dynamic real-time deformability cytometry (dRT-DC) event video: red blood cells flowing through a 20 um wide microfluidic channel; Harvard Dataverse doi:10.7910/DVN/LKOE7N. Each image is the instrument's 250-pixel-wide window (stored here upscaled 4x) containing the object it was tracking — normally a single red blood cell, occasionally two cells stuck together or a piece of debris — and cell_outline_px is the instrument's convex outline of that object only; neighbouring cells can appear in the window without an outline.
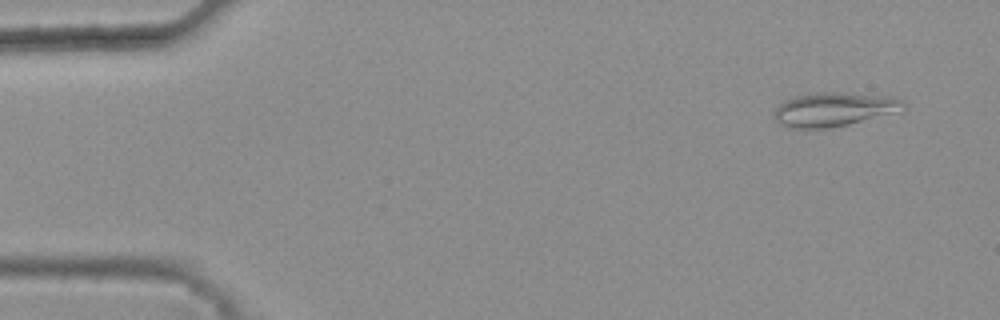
{"species": "common noctule bat (a hibernating species)", "species_latin": "Nyctalus noctula", "temperature_condition": "warm", "stored_images_in_passage": 48, "camera_frame_rate_fps": 3000, "um_per_image_px": 0.085, "animal": {"sex": "female", "body_mass_g": 25.1}, "frame": {"image": 1, "passage_image": 4, "time_ms": 1.0, "image_size_px": [1000, 320], "cell_outline_px": [[904, 104], [892, 112], [848, 124], [828, 128], [788, 128], [780, 124], [772, 116], [776, 108], [784, 100], [796, 96], [816, 92], [836, 92], [896, 96]], "centroid_in_image_um": [70.77, 9.28], "position_along_channel_um": 14.2, "area_um2": 25.14}}
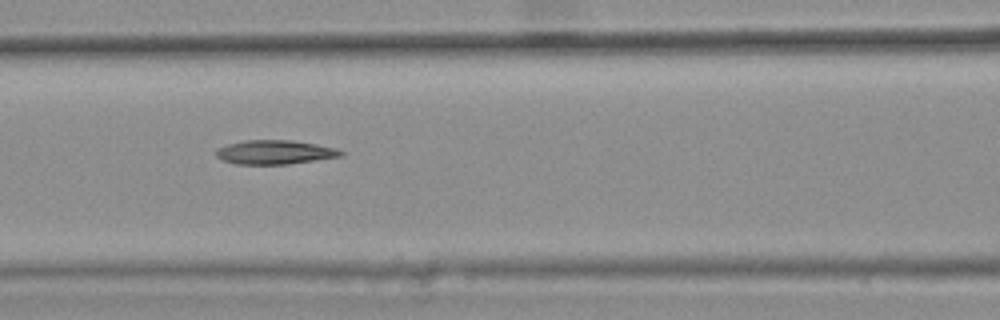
{"frame": {"image": 2, "passage_image": 23, "time_ms": 7.333, "image_size_px": [1000, 320], "cell_outline_px": [[344, 152], [340, 156], [288, 164], [236, 164], [224, 160], [216, 156], [216, 148], [228, 144], [244, 140], [292, 140], [316, 144], [336, 148]], "centroid_in_image_um": [23.33, 12.93], "position_along_channel_um": 143.3, "area_um2": 17.34}}
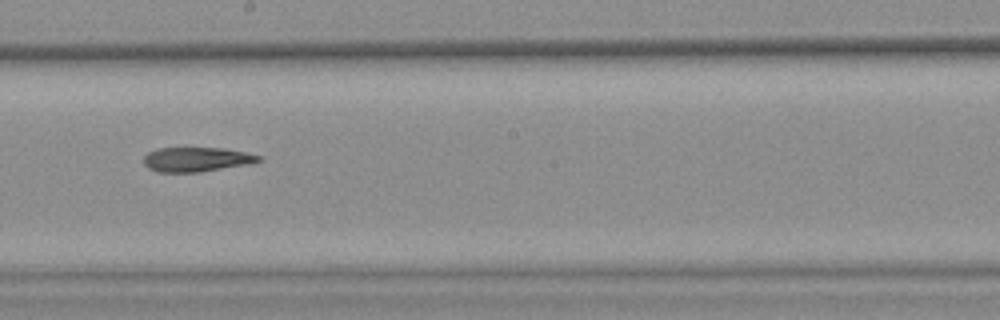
{"frame": {"image": 3, "passage_image": 30, "time_ms": 9.667, "image_size_px": [1000, 320], "cell_outline_px": [[264, 160], [248, 164], [200, 172], [156, 172], [148, 168], [144, 164], [144, 156], [148, 152], [156, 148], [224, 148], [264, 156]], "centroid_in_image_um": [16.72, 13.55], "position_along_channel_um": 231.5, "area_um2": 16.53}}